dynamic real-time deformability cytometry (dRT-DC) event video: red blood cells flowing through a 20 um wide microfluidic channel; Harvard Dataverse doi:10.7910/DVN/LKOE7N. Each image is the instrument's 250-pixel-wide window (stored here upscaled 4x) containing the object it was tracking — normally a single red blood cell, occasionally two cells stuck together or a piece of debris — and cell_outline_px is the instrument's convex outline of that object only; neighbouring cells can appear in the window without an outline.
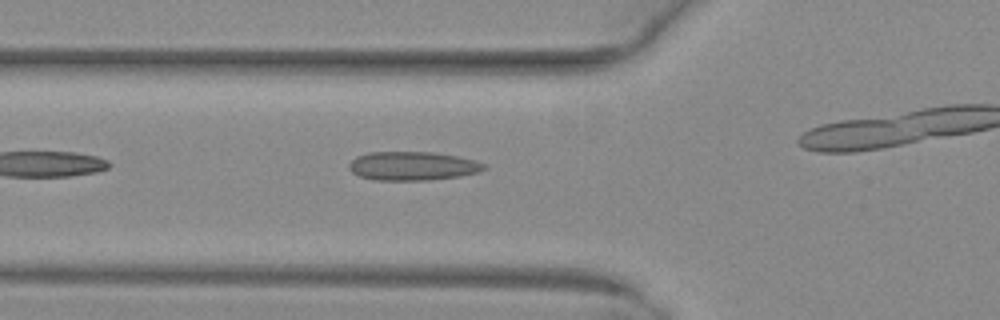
{"species": "common noctule bat (a hibernating species)", "species_latin": "Nyctalus noctula", "temperature_condition": "warm", "stored_images_in_passage": 27, "camera_frame_rate_fps": 3000, "um_per_image_px": 0.085, "animal": {"sex": "female", "body_mass_g": 29.2, "forearm_length_mm": 56.3}, "frame": {"image": 1, "passage_image": 5, "time_ms": 1.333, "image_size_px": [1000, 320], "cell_outline_px": [[488, 168], [480, 172], [460, 176], [428, 180], [372, 180], [360, 176], [352, 172], [348, 168], [348, 164], [356, 156], [368, 152], [432, 152], [456, 156], [476, 160], [484, 164]], "centroid_in_image_um": [35.07, 14.11], "position_along_channel_um": 90.7, "area_um2": 22.77}}
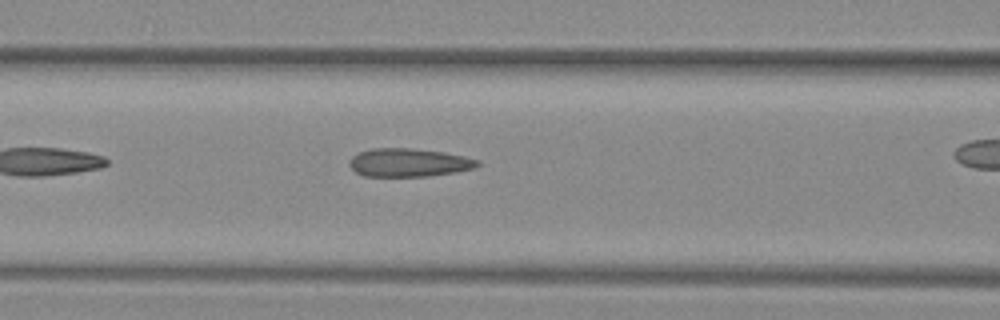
{"frame": {"image": 2, "passage_image": 8, "time_ms": 2.333, "image_size_px": [1000, 320], "cell_outline_px": [[480, 164], [476, 168], [428, 176], [364, 176], [356, 172], [348, 164], [348, 160], [352, 156], [360, 152], [372, 148], [412, 148], [444, 152], [464, 156], [480, 160]], "centroid_in_image_um": [34.74, 13.81], "position_along_channel_um": 131.9, "area_um2": 21.15}}